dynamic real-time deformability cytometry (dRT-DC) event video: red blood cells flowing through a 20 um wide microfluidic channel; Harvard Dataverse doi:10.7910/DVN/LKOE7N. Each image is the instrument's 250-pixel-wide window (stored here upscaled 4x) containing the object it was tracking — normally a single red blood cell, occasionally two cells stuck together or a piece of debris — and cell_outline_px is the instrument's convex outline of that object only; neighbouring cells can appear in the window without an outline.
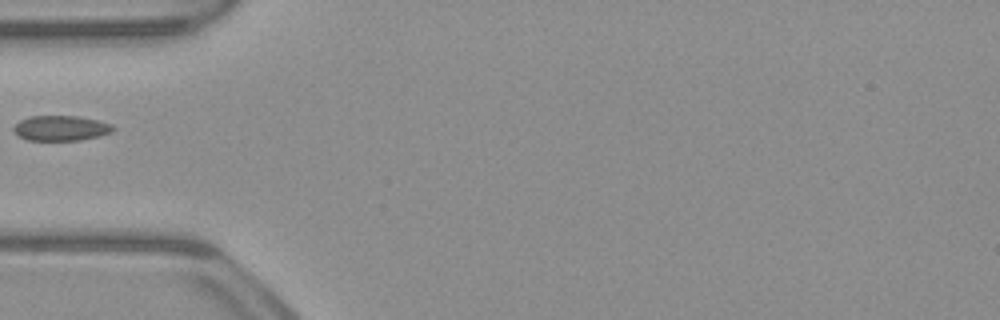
{"species": "common noctule bat (a hibernating species)", "species_latin": "Nyctalus noctula", "temperature_condition": "warm", "stored_images_in_passage": 35, "camera_frame_rate_fps": 3000, "um_per_image_px": 0.085, "animal": {"sex": "male", "body_mass_g": 23.1, "forearm_length_mm": 52.7}, "frame": {"image": 1, "passage_image": 1, "time_ms": 0.0, "image_size_px": [1000, 320], "cell_outline_px": [[116, 128], [112, 132], [100, 136], [80, 140], [28, 140], [12, 132], [12, 128], [20, 120], [28, 116], [80, 116], [112, 124]], "centroid_in_image_um": [5.18, 10.89], "position_along_channel_um": 79.8, "area_um2": 14.68}}
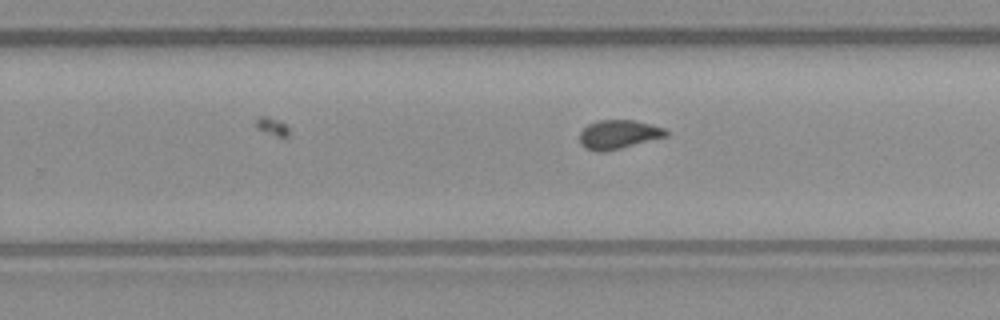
{"frame": {"image": 2, "passage_image": 16, "time_ms": 5.0, "image_size_px": [1000, 320], "cell_outline_px": [[668, 136], [604, 152], [596, 152], [584, 148], [580, 144], [580, 132], [588, 124], [596, 120], [636, 120], [664, 128], [668, 132]], "centroid_in_image_um": [52.55, 11.43], "position_along_channel_um": 277.3, "area_um2": 14.62}}
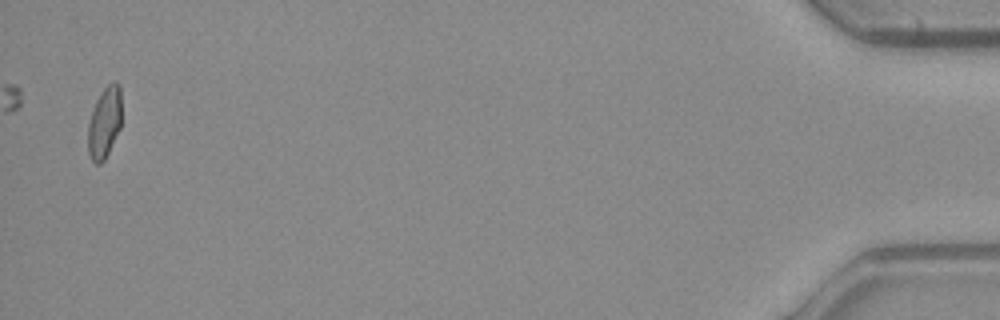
{"frame": {"image": 3, "passage_image": 35, "time_ms": 11.333, "image_size_px": [1000, 320], "cell_outline_px": [[120, 128], [104, 160], [100, 164], [96, 164], [92, 160], [88, 152], [88, 124], [96, 100], [104, 88], [108, 84], [116, 80], [120, 84]], "centroid_in_image_um": [8.87, 10.41], "position_along_channel_um": 426.3, "area_um2": 13.76}}